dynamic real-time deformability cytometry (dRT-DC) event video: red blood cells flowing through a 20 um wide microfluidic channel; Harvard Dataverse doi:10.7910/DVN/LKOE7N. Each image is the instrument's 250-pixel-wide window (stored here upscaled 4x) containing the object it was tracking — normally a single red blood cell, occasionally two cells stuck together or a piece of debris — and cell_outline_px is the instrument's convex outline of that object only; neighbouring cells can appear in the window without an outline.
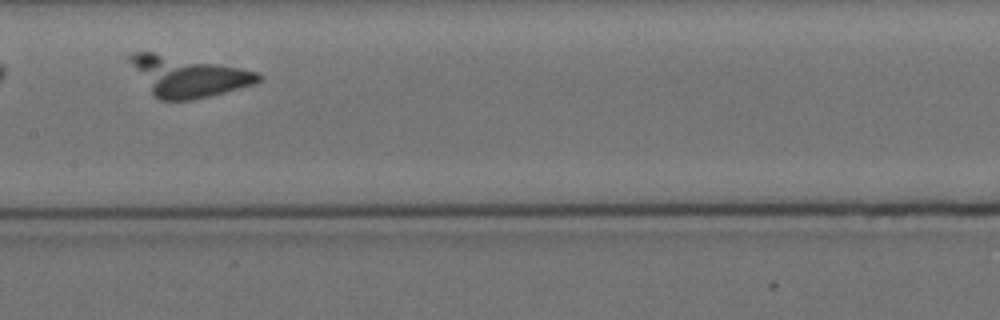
{"species": "Egyptian fruit bat (a non-hibernating species)", "species_latin": "Rousettus aegyptiacus", "temperature_condition": "cold", "stored_images_in_passage": 8, "camera_frame_rate_fps": 3000, "um_per_image_px": 0.085, "animal": {"sex": "female"}, "frame": {"image": 1, "passage_image": 4, "time_ms": 3.667, "image_size_px": [1000, 320], "cell_outline_px": [[260, 80], [252, 84], [224, 92], [192, 100], [160, 100], [152, 96], [128, 60], [128, 56], [136, 52], [152, 52], [240, 68], [260, 72]], "centroid_in_image_um": [15.93, 6.5], "position_along_channel_um": 191.5, "area_um2": 29.65}}
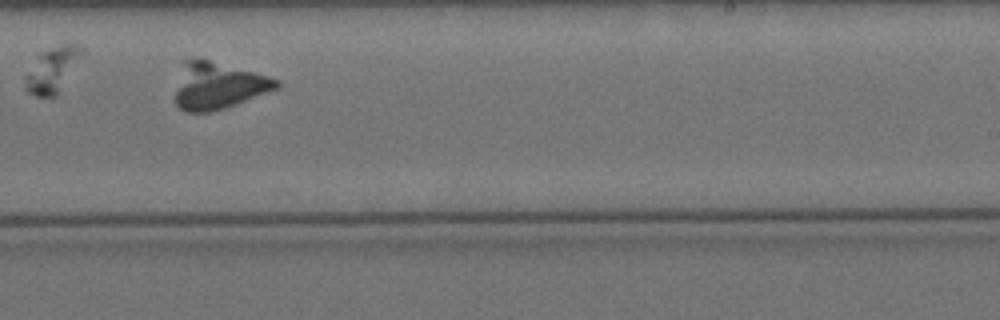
{"frame": {"image": 2, "passage_image": 6, "time_ms": 6.0, "image_size_px": [1000, 320], "cell_outline_px": [[280, 84], [276, 88], [236, 104], [224, 108], [208, 112], [188, 112], [180, 108], [176, 104], [176, 92], [184, 60], [208, 60], [268, 76], [280, 80]], "centroid_in_image_um": [18.54, 7.3], "position_along_channel_um": 270.5, "area_um2": 26.7}}
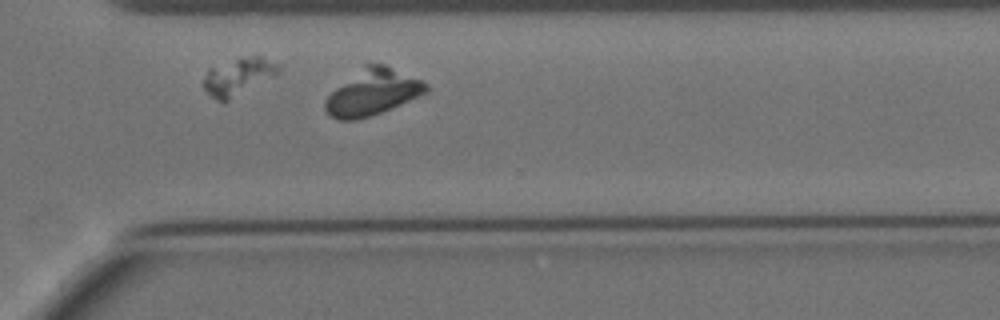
{"frame": {"image": 3, "passage_image": 8, "time_ms": 8.0, "image_size_px": [1000, 320], "cell_outline_px": [[428, 88], [424, 92], [400, 104], [380, 112], [356, 120], [336, 120], [324, 108], [324, 100], [336, 88], [368, 60], [384, 64], [420, 80], [428, 84]], "centroid_in_image_um": [31.62, 7.81], "position_along_channel_um": 339.0, "area_um2": 26.65}}